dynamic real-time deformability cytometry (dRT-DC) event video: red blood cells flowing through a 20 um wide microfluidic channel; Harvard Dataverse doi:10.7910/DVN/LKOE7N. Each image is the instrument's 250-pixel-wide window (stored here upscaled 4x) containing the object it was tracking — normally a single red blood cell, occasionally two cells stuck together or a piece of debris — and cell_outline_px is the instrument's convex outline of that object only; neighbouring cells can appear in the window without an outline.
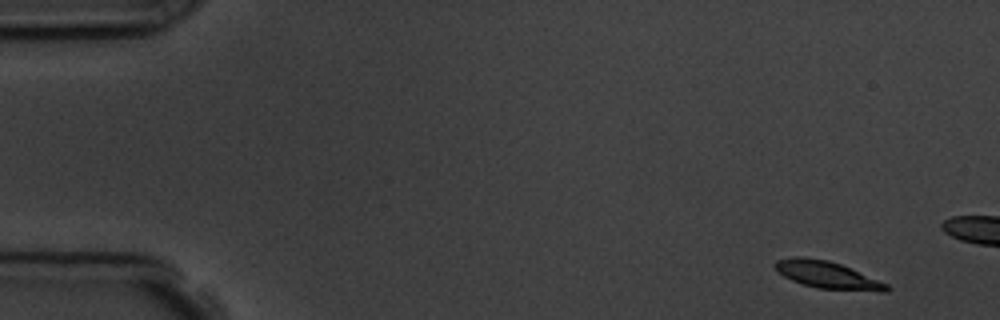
{"species": "common noctule bat (a hibernating species)", "species_latin": "Nyctalus noctula", "temperature_condition": "room temperature", "stored_images_in_passage": 4, "camera_frame_rate_fps": 3000, "um_per_image_px": 0.085, "animal": {"sex": "male", "body_mass_g": 19.5, "forearm_length_mm": 54.6}, "frame": {"image": 1, "passage_image": 1, "time_ms": 0.0, "image_size_px": [1000, 320], "cell_outline_px": [[892, 288], [888, 292], [880, 292], [816, 288], [792, 280], [784, 276], [772, 264], [776, 260], [796, 256], [804, 256], [828, 260], [840, 264], [888, 284]], "centroid_in_image_um": [70.35, 23.37], "position_along_channel_um": 14.7, "area_um2": 17.69}}